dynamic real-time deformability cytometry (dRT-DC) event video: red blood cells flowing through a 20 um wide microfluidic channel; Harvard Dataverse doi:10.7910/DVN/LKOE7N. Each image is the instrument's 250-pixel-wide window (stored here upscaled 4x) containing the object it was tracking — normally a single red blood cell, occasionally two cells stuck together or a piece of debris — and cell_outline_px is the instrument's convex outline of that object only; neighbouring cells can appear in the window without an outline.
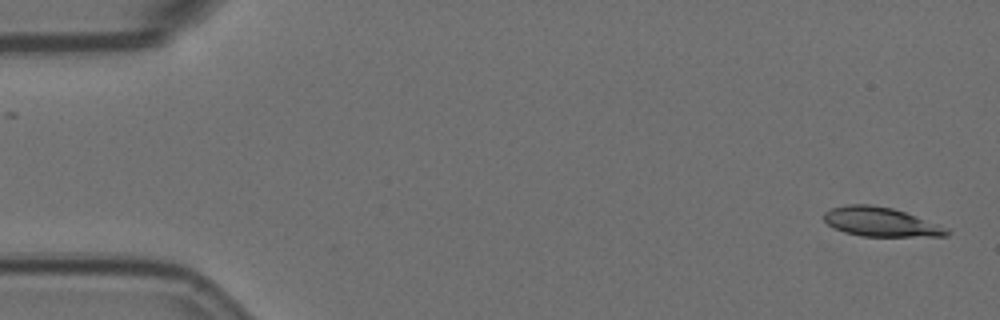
{"species": "Egyptian fruit bat (a non-hibernating species)", "species_latin": "Rousettus aegyptiacus", "temperature_condition": "room temperature", "stored_images_in_passage": 5, "camera_frame_rate_fps": 3000, "um_per_image_px": 0.085, "animal": {"sex": "female"}, "frame": {"image": 1, "passage_image": 1, "time_ms": 0.0, "image_size_px": [1000, 320], "cell_outline_px": [[952, 232], [948, 236], [860, 236], [844, 232], [828, 224], [824, 220], [824, 212], [832, 208], [848, 204], [868, 204], [892, 208], [904, 212], [948, 228]], "centroid_in_image_um": [74.86, 18.87], "position_along_channel_um": 10.1, "area_um2": 20.69}}
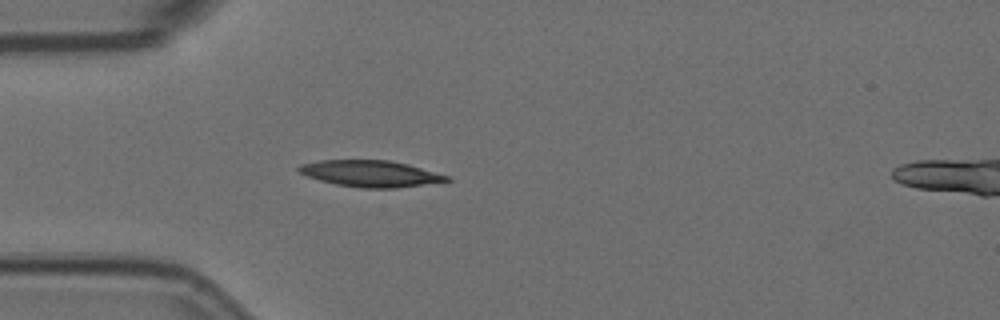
{"frame": {"image": 2, "passage_image": 5, "time_ms": 1.333, "image_size_px": [1000, 320], "cell_outline_px": [[452, 180], [396, 188], [360, 188], [336, 184], [320, 180], [308, 176], [300, 172], [296, 168], [300, 164], [320, 160], [388, 160], [408, 164], [448, 176]], "centroid_in_image_um": [31.46, 14.75], "position_along_channel_um": 53.5, "area_um2": 22.54}}